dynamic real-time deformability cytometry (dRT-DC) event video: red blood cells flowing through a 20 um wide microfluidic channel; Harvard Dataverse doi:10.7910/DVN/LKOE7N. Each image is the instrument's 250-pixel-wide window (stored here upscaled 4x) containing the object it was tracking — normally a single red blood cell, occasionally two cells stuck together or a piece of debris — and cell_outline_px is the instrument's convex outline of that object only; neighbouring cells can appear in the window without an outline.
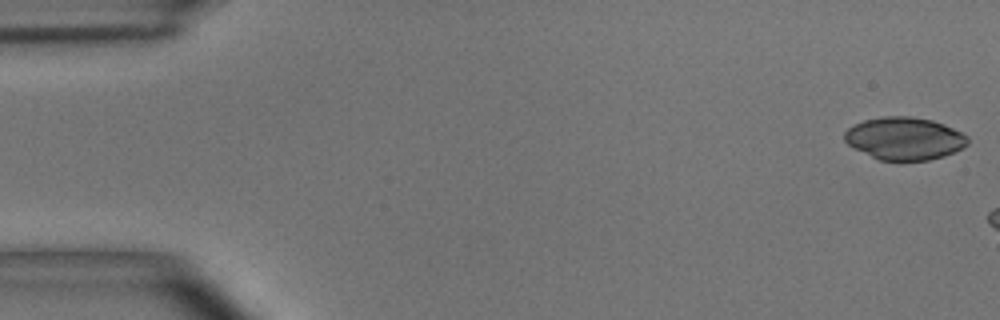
{"species": "common noctule bat (a hibernating species)", "species_latin": "Nyctalus noctula", "temperature_condition": "room temperature", "stored_images_in_passage": 7, "camera_frame_rate_fps": 3000, "um_per_image_px": 0.085, "animal": {"sex": "male", "body_mass_g": 15.6}, "frame": {"image": 1, "passage_image": 1, "time_ms": 0.0, "image_size_px": [1000, 320], "cell_outline_px": [[968, 144], [944, 156], [928, 160], [880, 160], [848, 144], [844, 140], [844, 132], [848, 128], [864, 120], [884, 116], [912, 116], [932, 120], [944, 124], [968, 136]], "centroid_in_image_um": [76.88, 11.75], "position_along_channel_um": 8.1, "area_um2": 30.23}}